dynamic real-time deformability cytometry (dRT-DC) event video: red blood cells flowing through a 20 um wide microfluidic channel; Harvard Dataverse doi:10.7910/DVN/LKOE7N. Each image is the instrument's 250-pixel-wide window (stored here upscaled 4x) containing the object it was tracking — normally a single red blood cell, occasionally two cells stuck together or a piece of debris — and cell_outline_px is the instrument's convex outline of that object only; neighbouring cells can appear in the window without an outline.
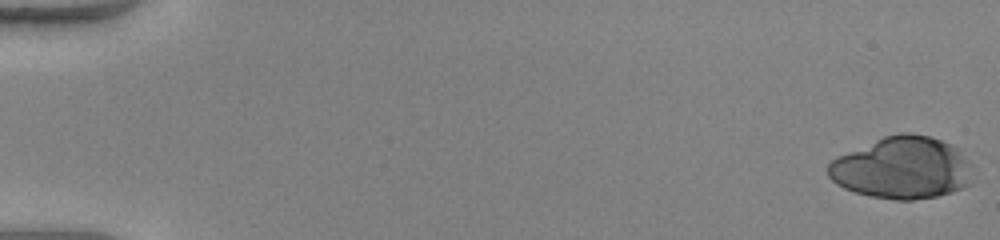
{"species": "human", "species_latin": "Homo sapiens", "temperature_condition": "warm", "stored_images_in_passage": 41, "camera_frame_rate_fps": 3000, "um_per_image_px": 0.085, "donor": {"sex": "female"}, "frame": {"image": 1, "passage_image": 1, "time_ms": 0.0, "image_size_px": [1000, 240], "cell_outline_px": [[972, 184], [952, 192], [936, 196], [912, 200], [892, 200], [872, 196], [856, 192], [844, 188], [836, 184], [828, 176], [828, 164], [836, 156], [884, 136], [900, 132], [912, 132], [928, 136], [952, 144], [972, 164]], "centroid_in_image_um": [76.7, 14.27], "position_along_channel_um": 8.3, "area_um2": 52.66}}
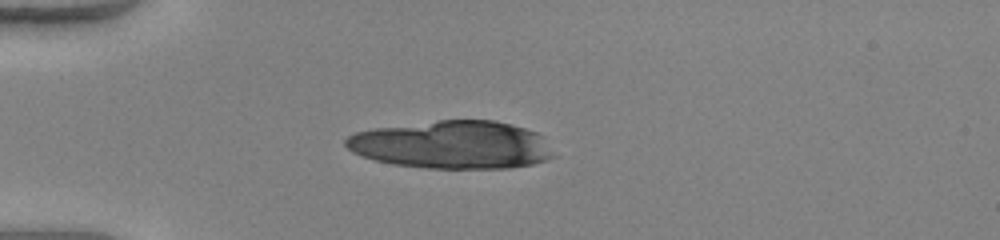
{"frame": {"image": 2, "passage_image": 15, "time_ms": 4.667, "image_size_px": [1000, 240], "cell_outline_px": [[556, 156], [548, 160], [532, 164], [508, 168], [428, 168], [392, 164], [360, 156], [352, 152], [344, 144], [344, 140], [348, 136], [356, 132], [376, 128], [440, 120], [492, 120], [512, 124], [536, 132], [544, 136]], "centroid_in_image_um": [38.46, 12.31], "position_along_channel_um": 46.5, "area_um2": 58.2}}